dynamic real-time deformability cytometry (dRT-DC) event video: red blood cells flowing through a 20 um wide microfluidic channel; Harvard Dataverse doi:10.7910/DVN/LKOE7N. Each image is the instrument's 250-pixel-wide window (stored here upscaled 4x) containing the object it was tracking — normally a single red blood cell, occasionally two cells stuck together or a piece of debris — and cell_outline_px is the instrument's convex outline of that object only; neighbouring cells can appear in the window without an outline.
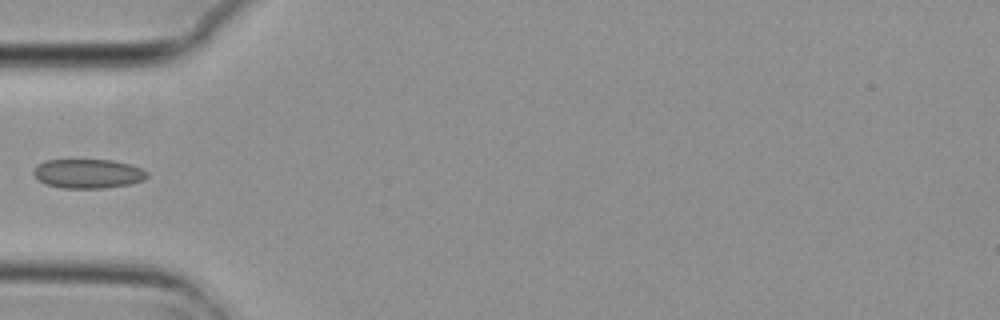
{"species": "common noctule bat (a hibernating species)", "species_latin": "Nyctalus noctula", "temperature_condition": "cold", "stored_images_in_passage": 1, "camera_frame_rate_fps": 3000, "um_per_image_px": 0.085, "animal": {"sex": "female", "body_mass_g": 29.2, "forearm_length_mm": 56.3}, "frame": {"image": 1, "passage_image": 1, "time_ms": 0.0, "image_size_px": [1000, 320], "cell_outline_px": [[148, 176], [144, 180], [128, 184], [100, 188], [64, 188], [48, 184], [40, 180], [32, 172], [44, 160], [112, 160], [132, 164], [148, 172]], "centroid_in_image_um": [7.53, 14.75], "position_along_channel_um": 77.5, "area_um2": 19.07}}